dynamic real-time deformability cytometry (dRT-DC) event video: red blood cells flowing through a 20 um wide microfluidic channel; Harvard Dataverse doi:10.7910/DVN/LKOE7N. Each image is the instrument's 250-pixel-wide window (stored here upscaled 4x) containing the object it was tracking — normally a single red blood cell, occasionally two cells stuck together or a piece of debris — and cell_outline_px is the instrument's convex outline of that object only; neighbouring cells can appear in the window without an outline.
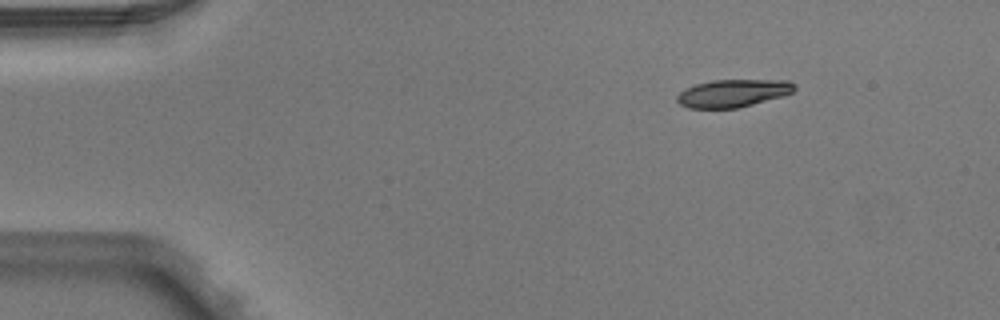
{"species": "Egyptian fruit bat (a non-hibernating species)", "species_latin": "Rousettus aegyptiacus", "temperature_condition": "warm", "stored_images_in_passage": 5, "segment_of_instrument_passage": [2, 2], "camera_frame_rate_fps": 3000, "um_per_image_px": 0.085, "animal": {"sex": "male"}, "frame": {"image": 1, "passage_image": 5, "time_ms": 1.333, "image_size_px": [1000, 320], "cell_outline_px": [[796, 88], [792, 92], [784, 96], [736, 108], [688, 108], [680, 104], [676, 100], [676, 96], [684, 88], [696, 84], [712, 80], [788, 80], [796, 84]], "centroid_in_image_um": [62.3, 7.91], "position_along_channel_um": 22.7, "area_um2": 19.02}}